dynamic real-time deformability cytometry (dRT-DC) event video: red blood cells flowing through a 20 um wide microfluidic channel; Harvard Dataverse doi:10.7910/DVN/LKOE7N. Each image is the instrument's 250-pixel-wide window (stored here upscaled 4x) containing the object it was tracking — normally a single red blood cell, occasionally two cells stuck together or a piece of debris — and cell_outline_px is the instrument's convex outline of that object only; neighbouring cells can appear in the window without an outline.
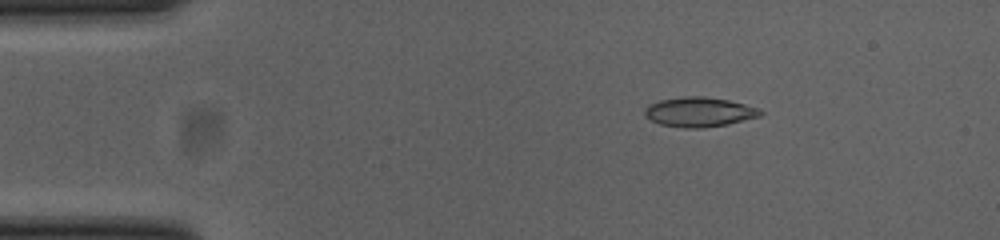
{"species": "common noctule bat (a hibernating species)", "species_latin": "Nyctalus noctula", "temperature_condition": "cold", "stored_images_in_passage": 52, "camera_frame_rate_fps": 3000, "um_per_image_px": 0.085, "animal": {"sex": "female", "body_mass_g": 23.0, "forearm_length_mm": 53.4}, "frame": {"image": 1, "passage_image": 8, "time_ms": 2.333, "image_size_px": [1000, 240], "cell_outline_px": [[764, 112], [760, 116], [728, 124], [704, 128], [684, 128], [660, 124], [644, 116], [644, 108], [648, 104], [660, 100], [684, 96], [704, 96], [728, 100], [760, 108]], "centroid_in_image_um": [59.42, 9.52], "position_along_channel_um": 25.6, "area_um2": 20.11}}
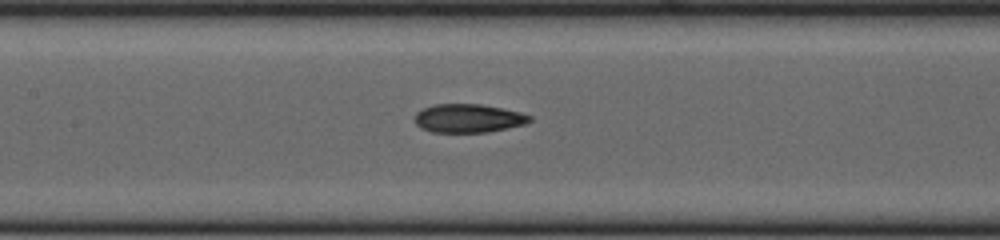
{"frame": {"image": 2, "passage_image": 24, "time_ms": 7.667, "image_size_px": [1000, 240], "cell_outline_px": [[532, 120], [524, 124], [488, 132], [432, 132], [420, 128], [416, 124], [416, 112], [432, 104], [480, 104], [504, 108], [520, 112], [532, 116]], "centroid_in_image_um": [39.81, 10.05], "position_along_channel_um": 167.6, "area_um2": 19.13}}
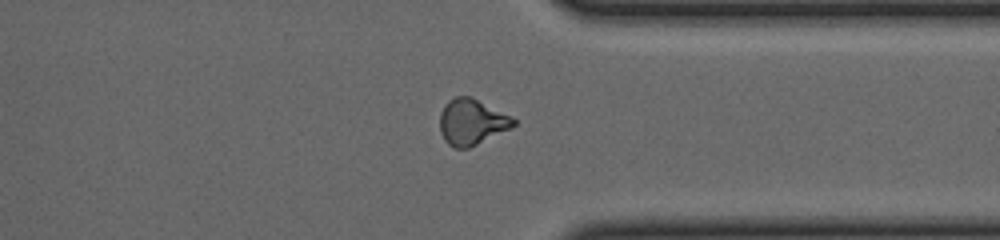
{"frame": {"image": 3, "passage_image": 40, "time_ms": 13.0, "image_size_px": [1000, 240], "cell_outline_px": [[516, 124], [512, 128], [468, 148], [452, 148], [444, 140], [440, 132], [440, 112], [444, 104], [448, 100], [456, 96], [468, 96], [512, 116], [516, 120]], "centroid_in_image_um": [40.08, 10.38], "position_along_channel_um": 371.3, "area_um2": 19.71}, "authors_computed_cell_mechanics": {"area_um2": 19.3919, "velocity_mm_per_s": 3.8717, "shape_relaxation_time_tau1_ms": null, "shape_relaxation_time_tau2_ms": 3.0695, "deformation_change_tau1": null, "deformation_change_tau2": 0.1023}}